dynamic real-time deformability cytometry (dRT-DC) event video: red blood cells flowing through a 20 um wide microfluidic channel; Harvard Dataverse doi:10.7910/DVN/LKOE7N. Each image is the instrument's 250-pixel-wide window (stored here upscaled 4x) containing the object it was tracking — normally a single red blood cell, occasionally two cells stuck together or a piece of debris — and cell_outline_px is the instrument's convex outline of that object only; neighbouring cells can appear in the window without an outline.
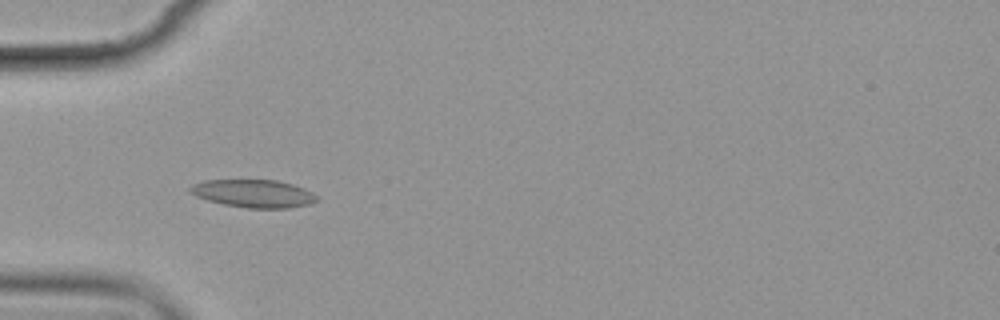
{"species": "common noctule bat (a hibernating species)", "species_latin": "Nyctalus noctula", "temperature_condition": "cold", "stored_images_in_passage": 6, "camera_frame_rate_fps": 3000, "um_per_image_px": 0.085, "animal": {"sex": "female", "body_mass_g": 19.9}, "frame": {"image": 1, "passage_image": 5, "time_ms": 4.667, "image_size_px": [1000, 320], "cell_outline_px": [[320, 200], [308, 204], [288, 208], [248, 208], [224, 204], [208, 200], [196, 196], [188, 192], [188, 188], [192, 184], [204, 180], [276, 180], [292, 184], [304, 188], [312, 192]], "centroid_in_image_um": [21.53, 16.44], "position_along_channel_um": 63.5, "area_um2": 20.58}}
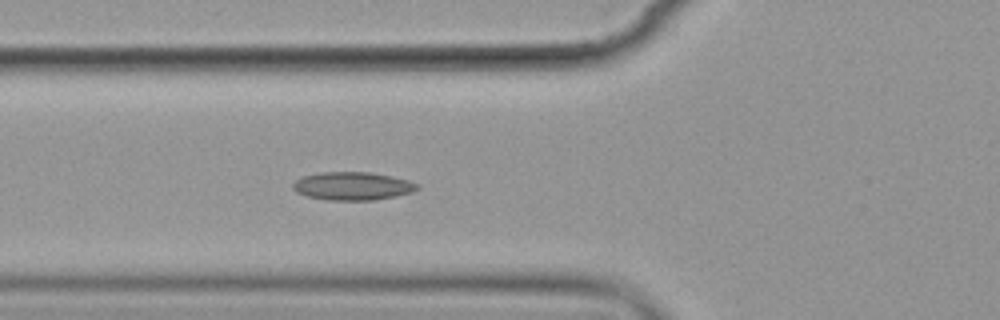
{"frame": {"image": 2, "passage_image": 6, "time_ms": 5.667, "image_size_px": [1000, 320], "cell_outline_px": [[420, 188], [412, 192], [396, 196], [372, 200], [328, 200], [308, 196], [296, 192], [292, 188], [292, 184], [296, 180], [304, 176], [320, 172], [368, 172], [392, 176], [408, 180], [420, 184]], "centroid_in_image_um": [29.99, 15.81], "position_along_channel_um": 95.8, "area_um2": 20.4}}